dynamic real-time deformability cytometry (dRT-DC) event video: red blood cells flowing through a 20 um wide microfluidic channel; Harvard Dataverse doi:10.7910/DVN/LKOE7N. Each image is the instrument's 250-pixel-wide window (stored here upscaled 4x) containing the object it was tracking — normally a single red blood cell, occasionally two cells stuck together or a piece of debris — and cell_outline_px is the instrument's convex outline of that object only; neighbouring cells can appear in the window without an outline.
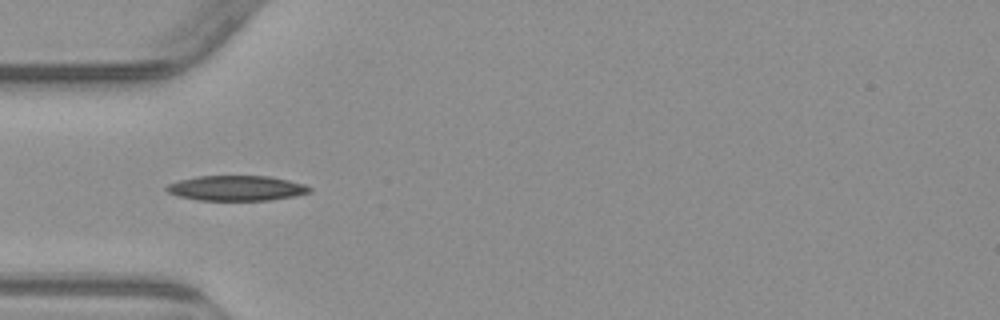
{"species": "common noctule bat (a hibernating species)", "species_latin": "Nyctalus noctula", "temperature_condition": "warm", "stored_images_in_passage": 5, "camera_frame_rate_fps": 3000, "um_per_image_px": 0.085, "animal": {"sex": "male", "body_mass_g": 23.1, "forearm_length_mm": 52.7}, "frame": {"image": 1, "passage_image": 5, "time_ms": 5.333, "image_size_px": [1000, 320], "cell_outline_px": [[312, 192], [272, 200], [200, 200], [180, 196], [168, 192], [164, 188], [168, 184], [180, 180], [196, 176], [268, 176], [288, 180], [304, 184], [312, 188]], "centroid_in_image_um": [20.12, 15.99], "position_along_channel_um": 64.9, "area_um2": 20.81}}